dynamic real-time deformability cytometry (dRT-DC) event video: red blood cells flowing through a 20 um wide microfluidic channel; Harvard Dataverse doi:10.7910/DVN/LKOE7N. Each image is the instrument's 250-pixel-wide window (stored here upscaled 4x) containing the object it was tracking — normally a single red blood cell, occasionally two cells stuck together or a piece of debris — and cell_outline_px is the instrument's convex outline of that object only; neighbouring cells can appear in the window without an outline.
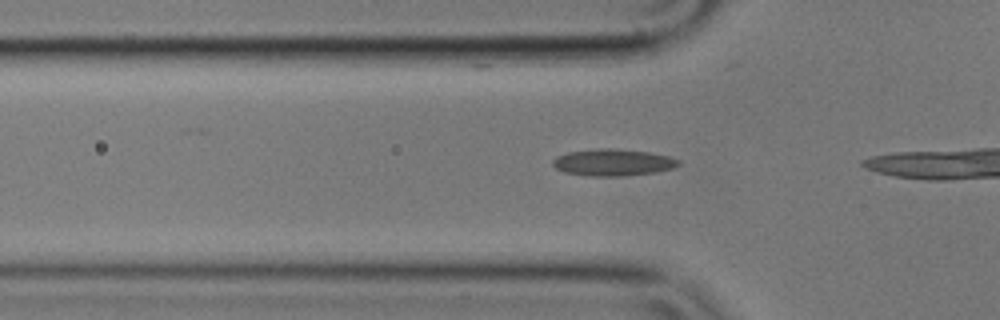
{"species": "common noctule bat (a hibernating species)", "species_latin": "Nyctalus noctula", "temperature_condition": "cold", "stored_images_in_passage": 9, "camera_frame_rate_fps": 3000, "um_per_image_px": 0.085, "animal": {"sex": "male", "body_mass_g": 17.9}, "frame": {"image": 1, "passage_image": 4, "time_ms": 1.0, "image_size_px": [1000, 320], "cell_outline_px": [[680, 164], [672, 168], [656, 172], [620, 176], [588, 176], [564, 172], [556, 168], [552, 164], [552, 160], [556, 156], [568, 152], [600, 148], [608, 148], [648, 152], [668, 156], [680, 160]], "centroid_in_image_um": [52.07, 13.81], "position_along_channel_um": 73.7, "area_um2": 19.54}}
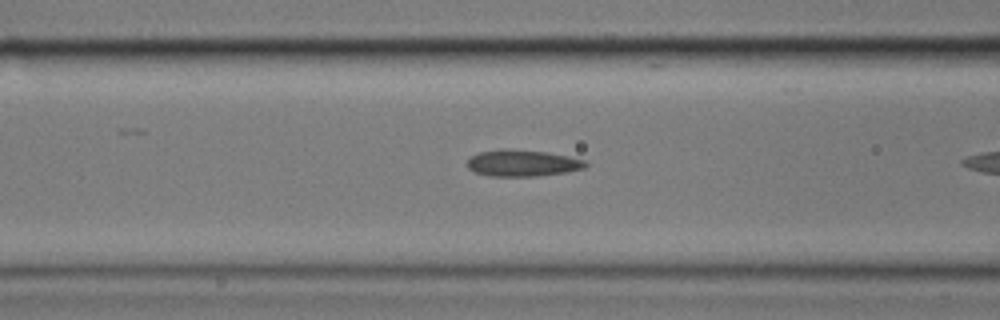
{"frame": {"image": 2, "passage_image": 8, "time_ms": 2.333, "image_size_px": [1000, 320], "cell_outline_px": [[588, 164], [584, 168], [568, 172], [536, 176], [488, 176], [476, 172], [468, 168], [468, 160], [472, 156], [480, 152], [500, 148], [504, 148], [548, 152], [568, 156], [584, 160]], "centroid_in_image_um": [44.42, 13.86], "position_along_channel_um": 122.2, "area_um2": 18.32}}